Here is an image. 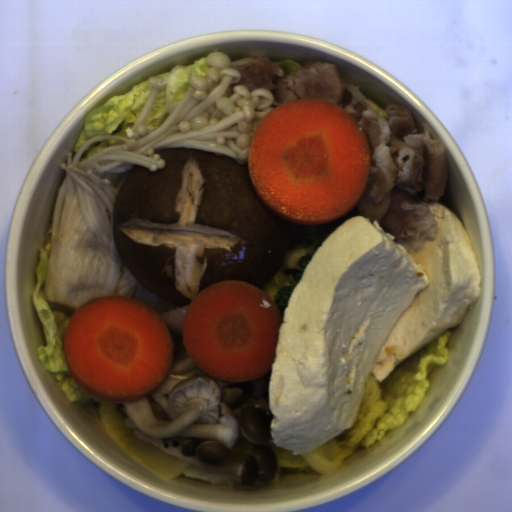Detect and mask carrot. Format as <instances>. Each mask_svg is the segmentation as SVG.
Segmentation results:
<instances>
[{"instance_id":"1","label":"carrot","mask_w":512,"mask_h":512,"mask_svg":"<svg viewBox=\"0 0 512 512\" xmlns=\"http://www.w3.org/2000/svg\"><path fill=\"white\" fill-rule=\"evenodd\" d=\"M369 139L333 101L299 98L258 123L247 156L250 182L289 222L330 224L357 208L369 183Z\"/></svg>"},{"instance_id":"2","label":"carrot","mask_w":512,"mask_h":512,"mask_svg":"<svg viewBox=\"0 0 512 512\" xmlns=\"http://www.w3.org/2000/svg\"><path fill=\"white\" fill-rule=\"evenodd\" d=\"M70 376L111 404L156 391L174 362L170 329L160 314L129 296H98L71 315L63 338Z\"/></svg>"},{"instance_id":"3","label":"carrot","mask_w":512,"mask_h":512,"mask_svg":"<svg viewBox=\"0 0 512 512\" xmlns=\"http://www.w3.org/2000/svg\"><path fill=\"white\" fill-rule=\"evenodd\" d=\"M282 323L265 291L247 281H220L192 298L182 340L187 357L208 375L253 381L272 369Z\"/></svg>"}]
</instances>
